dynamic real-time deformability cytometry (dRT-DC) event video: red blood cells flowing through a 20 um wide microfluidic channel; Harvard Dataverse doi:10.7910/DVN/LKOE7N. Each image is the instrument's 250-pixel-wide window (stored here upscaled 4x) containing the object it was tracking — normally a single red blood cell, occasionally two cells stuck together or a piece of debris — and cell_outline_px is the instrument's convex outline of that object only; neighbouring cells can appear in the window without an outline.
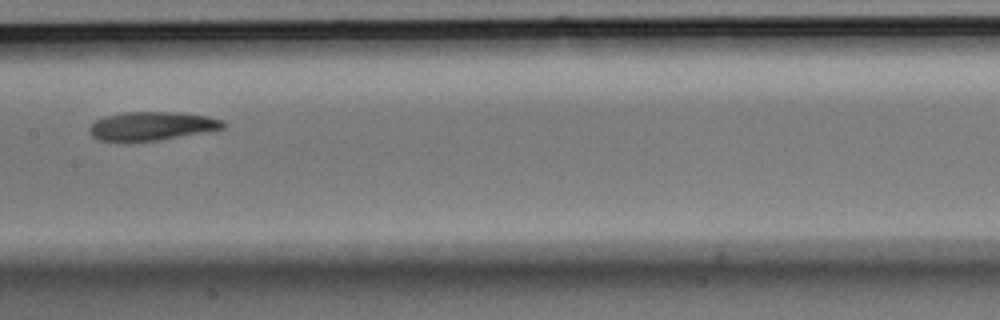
{"species": "Egyptian fruit bat (a non-hibernating species)", "species_latin": "Rousettus aegyptiacus", "temperature_condition": "room temperature", "stored_images_in_passage": 9, "camera_frame_rate_fps": 3000, "um_per_image_px": 0.085, "animal": {"sex": "male"}, "frame": {"image": 1, "passage_image": 6, "time_ms": 1.667, "image_size_px": [1000, 320], "cell_outline_px": [[228, 124], [224, 128], [204, 132], [156, 140], [100, 140], [92, 136], [88, 132], [88, 128], [96, 120], [104, 116], [124, 112], [176, 112], [208, 116], [224, 120]], "centroid_in_image_um": [12.93, 10.69], "position_along_channel_um": 194.5, "area_um2": 22.02}}
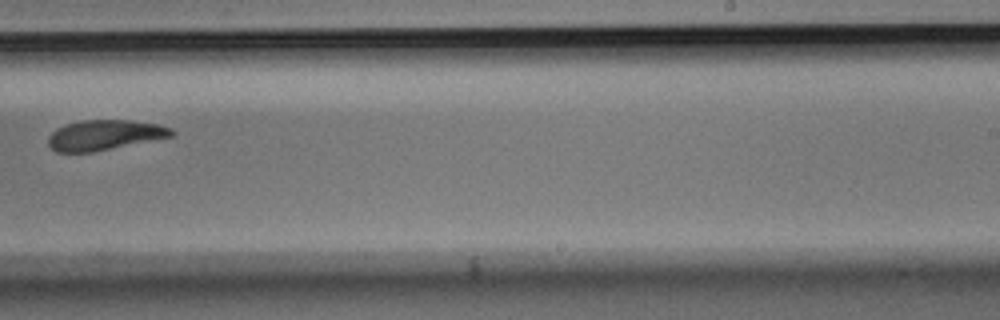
{"frame": {"image": 2, "passage_image": 8, "time_ms": 2.333, "image_size_px": [1000, 320], "cell_outline_px": [[176, 132], [172, 136], [92, 152], [56, 152], [48, 144], [48, 136], [56, 128], [64, 124], [80, 120], [128, 120], [160, 124], [172, 128]], "centroid_in_image_um": [8.87, 11.46], "position_along_channel_um": 280.1, "area_um2": 21.68}}
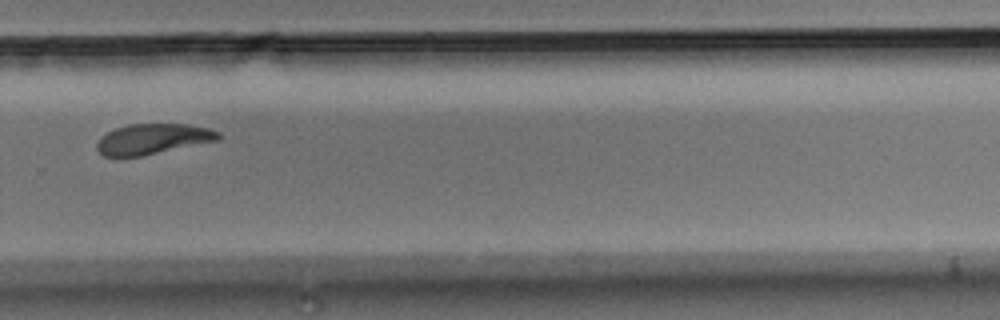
{"frame": {"image": 3, "passage_image": 9, "time_ms": 2.667, "image_size_px": [1000, 320], "cell_outline_px": [[220, 140], [140, 156], [116, 160], [104, 156], [96, 148], [96, 144], [100, 136], [116, 128], [128, 124], [188, 124], [208, 128], [220, 132]], "centroid_in_image_um": [12.93, 11.84], "position_along_channel_um": 316.9, "area_um2": 21.96}}